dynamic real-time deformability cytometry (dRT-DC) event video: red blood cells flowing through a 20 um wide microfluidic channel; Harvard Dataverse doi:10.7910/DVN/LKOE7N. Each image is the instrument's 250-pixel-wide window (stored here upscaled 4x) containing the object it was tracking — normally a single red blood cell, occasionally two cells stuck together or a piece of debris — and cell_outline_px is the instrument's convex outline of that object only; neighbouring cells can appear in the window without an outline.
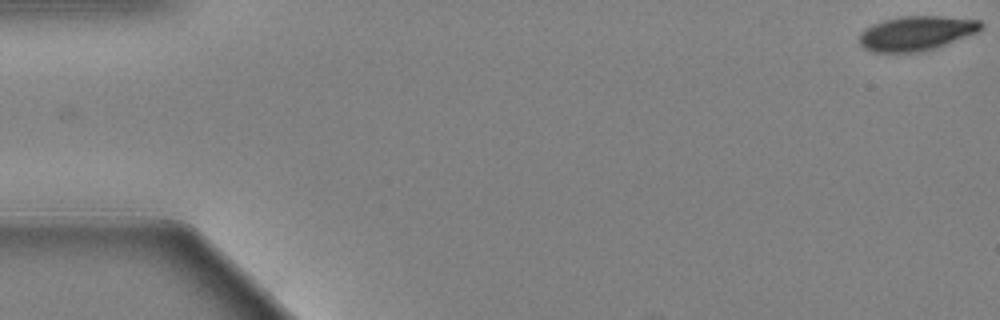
{"species": "Egyptian fruit bat (a non-hibernating species)", "species_latin": "Rousettus aegyptiacus", "temperature_condition": "warm", "stored_images_in_passage": 61, "camera_frame_rate_fps": 3000, "um_per_image_px": 0.085, "animal": {"sex": "female"}, "frame": {"image": 1, "passage_image": 1, "time_ms": 0.0, "image_size_px": [1000, 320], "cell_outline_px": [[984, 28], [976, 32], [936, 48], [920, 52], [872, 52], [864, 48], [860, 44], [860, 32], [872, 24], [884, 20], [900, 16], [940, 16], [980, 20], [984, 24]], "centroid_in_image_um": [77.89, 2.82], "position_along_channel_um": 7.1, "area_um2": 24.45}}
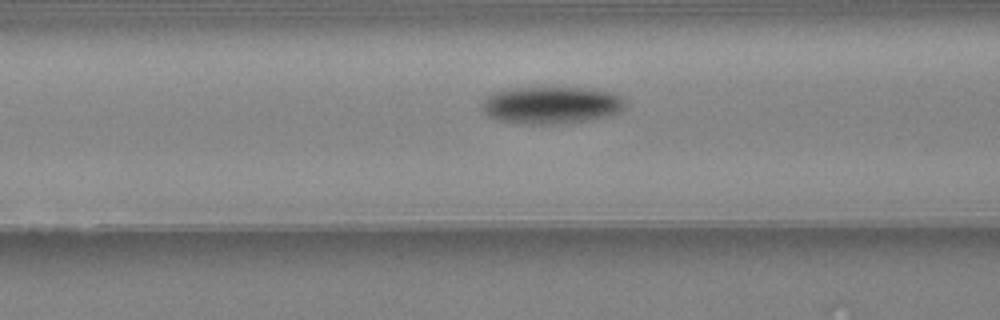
{"frame": {"image": 2, "passage_image": 25, "time_ms": 8.0, "image_size_px": [1000, 320], "cell_outline_px": [[624, 108], [616, 112], [604, 116], [580, 120], [548, 124], [520, 124], [496, 120], [488, 116], [480, 108], [480, 104], [492, 92], [504, 88], [592, 88], [612, 92], [620, 96], [624, 100]], "centroid_in_image_um": [46.75, 8.91], "position_along_channel_um": 119.8, "area_um2": 30.92}}
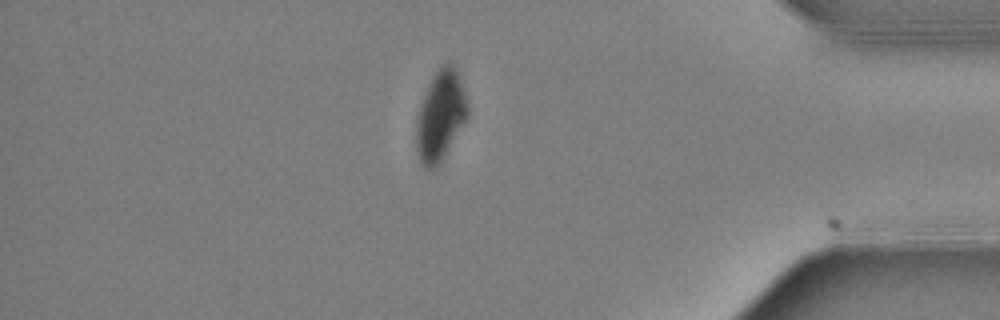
{"frame": {"image": 3, "passage_image": 53, "time_ms": 17.333, "image_size_px": [1000, 320], "cell_outline_px": [[468, 116], [440, 164], [436, 168], [424, 168], [420, 160], [416, 148], [416, 120], [420, 104], [432, 76], [444, 64], [452, 64], [456, 68], [468, 104]], "centroid_in_image_um": [37.43, 9.87], "position_along_channel_um": 397.8, "area_um2": 26.7}, "authors_computed_cell_mechanics": {"area_um2": 29.478, "velocity_mm_per_s": 3.3253, "shape_relaxation_time_tau1_ms": 3.2998, "shape_relaxation_time_tau2_ms": null, "deformation_change_tau1": 0.1554, "deformation_change_tau2": null}}